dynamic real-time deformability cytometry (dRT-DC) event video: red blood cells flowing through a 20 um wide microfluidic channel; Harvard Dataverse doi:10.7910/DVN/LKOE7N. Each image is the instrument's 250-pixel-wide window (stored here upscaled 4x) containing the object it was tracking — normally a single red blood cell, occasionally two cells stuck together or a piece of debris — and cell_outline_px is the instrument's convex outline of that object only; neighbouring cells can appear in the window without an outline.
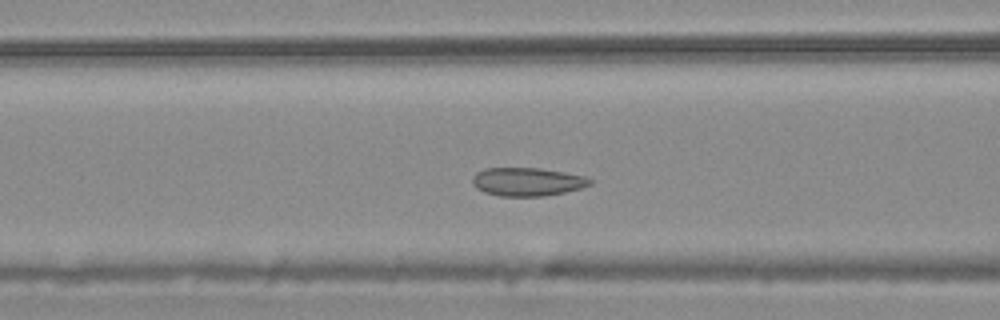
{"species": "common noctule bat (a hibernating species)", "species_latin": "Nyctalus noctula", "temperature_condition": "warm", "stored_images_in_passage": 53, "camera_frame_rate_fps": 3000, "um_per_image_px": 0.085, "animal": {"sex": "male", "body_mass_g": 20.4}, "frame": {"image": 1, "passage_image": 20, "time_ms": 6.333, "image_size_px": [1000, 320], "cell_outline_px": [[596, 180], [592, 184], [580, 188], [564, 192], [544, 196], [500, 196], [484, 192], [476, 188], [472, 184], [472, 176], [476, 172], [484, 168], [540, 168], [564, 172], [584, 176]], "centroid_in_image_um": [44.82, 15.44], "position_along_channel_um": 121.8, "area_um2": 19.59}}
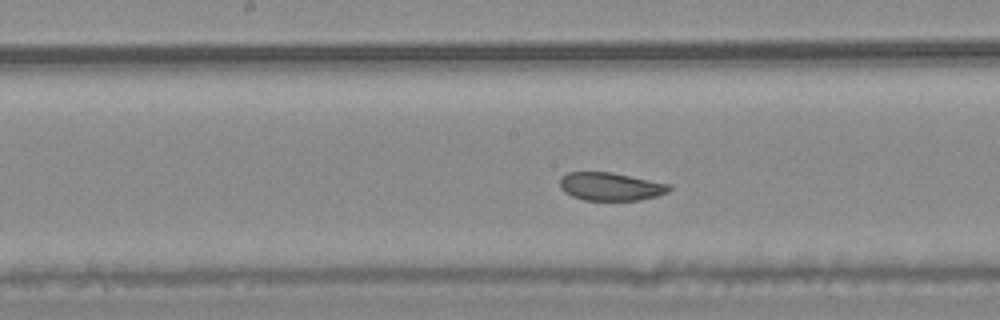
{"frame": {"image": 2, "passage_image": 26, "time_ms": 8.333, "image_size_px": [1000, 320], "cell_outline_px": [[672, 188], [668, 192], [656, 196], [636, 200], [584, 200], [572, 196], [564, 192], [560, 188], [560, 176], [568, 172], [612, 172], [672, 184]], "centroid_in_image_um": [51.9, 15.84], "position_along_channel_um": 196.3, "area_um2": 18.03}}
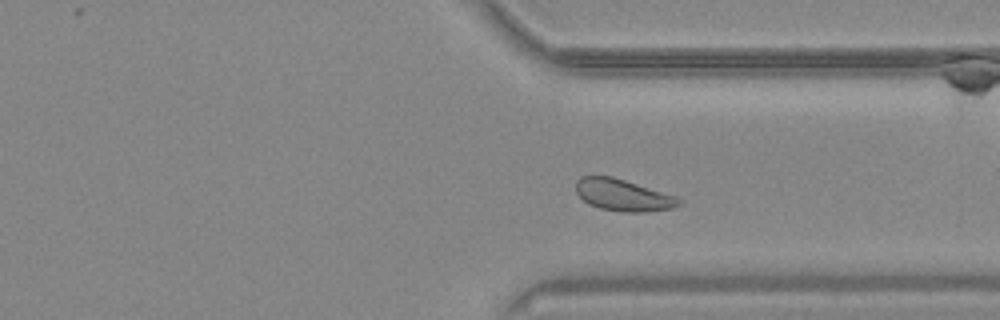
{"frame": {"image": 3, "passage_image": 39, "time_ms": 12.667, "image_size_px": [1000, 320], "cell_outline_px": [[684, 204], [672, 208], [644, 212], [620, 212], [600, 208], [588, 204], [576, 192], [576, 180], [580, 176], [612, 176], [680, 196], [684, 200]], "centroid_in_image_um": [53.04, 16.58], "position_along_channel_um": 358.4, "area_um2": 19.54}, "authors_computed_cell_mechanics": {"area_um2": 20.23, "velocity_mm_per_s": 3.7334, "shape_relaxation_time_tau1_ms": 4.6603, "shape_relaxation_time_tau2_ms": null, "deformation_change_tau1": 0.0754, "deformation_change_tau2": null}}